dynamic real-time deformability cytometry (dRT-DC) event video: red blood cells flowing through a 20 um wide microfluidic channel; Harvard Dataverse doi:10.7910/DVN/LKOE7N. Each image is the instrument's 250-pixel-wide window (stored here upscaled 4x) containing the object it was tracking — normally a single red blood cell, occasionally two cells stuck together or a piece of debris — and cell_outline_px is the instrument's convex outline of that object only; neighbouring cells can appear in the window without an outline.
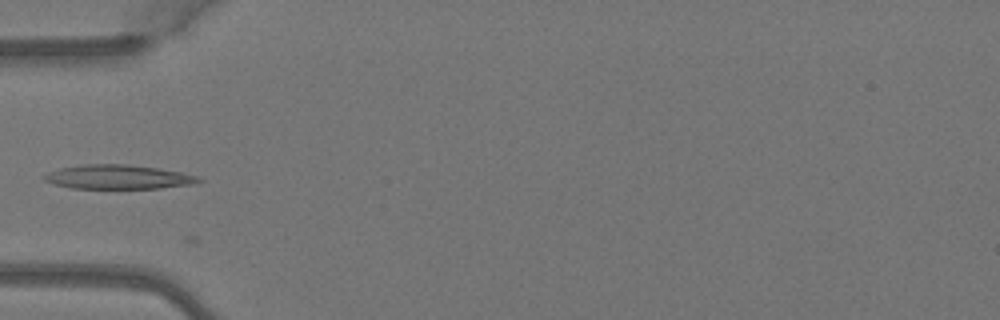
{"species": "Egyptian fruit bat (a non-hibernating species)", "species_latin": "Rousettus aegyptiacus", "temperature_condition": "warm", "stored_images_in_passage": 5, "camera_frame_rate_fps": 3000, "um_per_image_px": 0.085, "animal": {"sex": "female"}, "frame": {"image": 1, "passage_image": 5, "time_ms": 1.333, "image_size_px": [1000, 320], "cell_outline_px": [[204, 180], [192, 184], [160, 188], [72, 188], [52, 184], [44, 180], [40, 176], [48, 172], [60, 168], [84, 164], [128, 164], [156, 168], [180, 172], [200, 176]], "centroid_in_image_um": [10.01, 15.04], "position_along_channel_um": 75.0, "area_um2": 21.79}}